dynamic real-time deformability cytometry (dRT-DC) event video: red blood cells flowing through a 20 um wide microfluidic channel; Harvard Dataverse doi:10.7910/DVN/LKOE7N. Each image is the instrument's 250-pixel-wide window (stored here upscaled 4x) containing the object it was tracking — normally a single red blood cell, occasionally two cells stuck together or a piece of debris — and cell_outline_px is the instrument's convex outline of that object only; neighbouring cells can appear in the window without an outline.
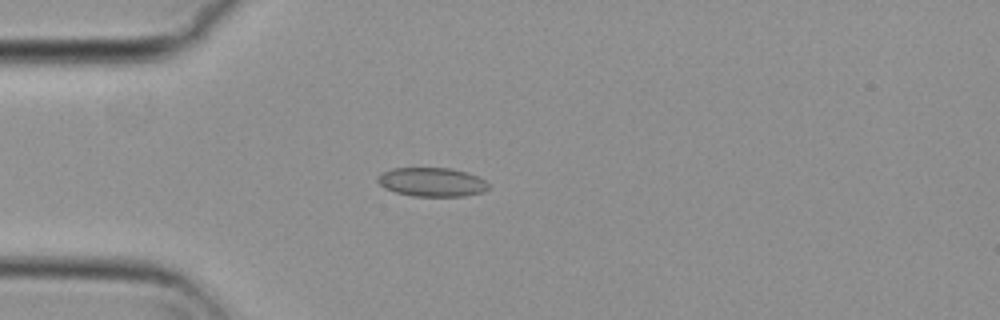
{"species": "common noctule bat (a hibernating species)", "species_latin": "Nyctalus noctula", "temperature_condition": "cold", "stored_images_in_passage": 48, "camera_frame_rate_fps": 3000, "um_per_image_px": 0.085, "animal": {"sex": "female", "body_mass_g": 29.2, "forearm_length_mm": 56.3}, "frame": {"image": 1, "passage_image": 8, "time_ms": 2.333, "image_size_px": [1000, 320], "cell_outline_px": [[488, 188], [484, 192], [464, 196], [412, 196], [396, 192], [384, 188], [376, 180], [376, 176], [380, 172], [392, 168], [448, 168], [468, 172], [484, 180], [488, 184]], "centroid_in_image_um": [36.67, 15.47], "position_along_channel_um": 48.3, "area_um2": 18.79}}
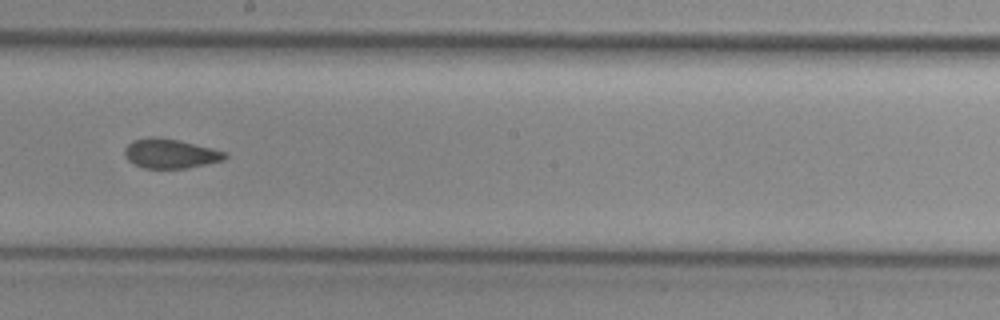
{"frame": {"image": 2, "passage_image": 24, "time_ms": 7.667, "image_size_px": [1000, 320], "cell_outline_px": [[228, 156], [224, 160], [208, 164], [184, 168], [144, 168], [128, 160], [124, 156], [124, 148], [132, 140], [148, 136], [152, 136], [176, 140], [212, 148], [224, 152]], "centroid_in_image_um": [14.44, 13.05], "position_along_channel_um": 233.8, "area_um2": 17.11}}
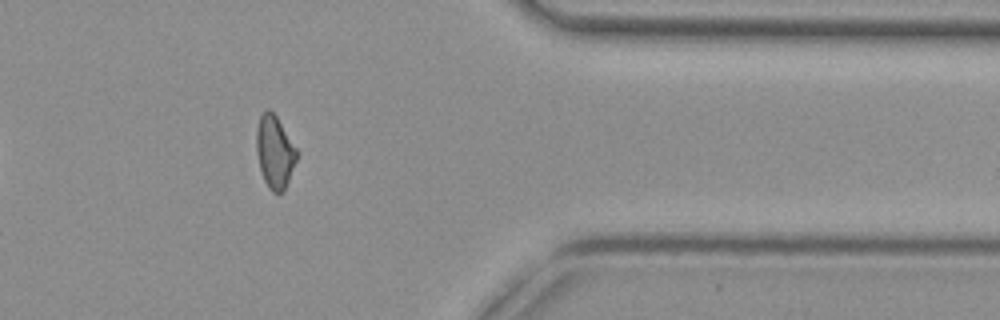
{"frame": {"image": 3, "passage_image": 38, "time_ms": 12.333, "image_size_px": [1000, 320], "cell_outline_px": [[300, 152], [284, 192], [272, 192], [268, 188], [260, 172], [256, 152], [256, 132], [260, 116], [268, 108], [276, 116]], "centroid_in_image_um": [23.37, 12.94], "position_along_channel_um": 388.0, "area_um2": 17.34}, "authors_computed_cell_mechanics": {"area_um2": 17.629, "velocity_mm_per_s": 3.7255, "shape_relaxation_time_tau1_ms": null, "shape_relaxation_time_tau2_ms": 2.3232, "deformation_change_tau1": null, "deformation_change_tau2": 0.0818}}